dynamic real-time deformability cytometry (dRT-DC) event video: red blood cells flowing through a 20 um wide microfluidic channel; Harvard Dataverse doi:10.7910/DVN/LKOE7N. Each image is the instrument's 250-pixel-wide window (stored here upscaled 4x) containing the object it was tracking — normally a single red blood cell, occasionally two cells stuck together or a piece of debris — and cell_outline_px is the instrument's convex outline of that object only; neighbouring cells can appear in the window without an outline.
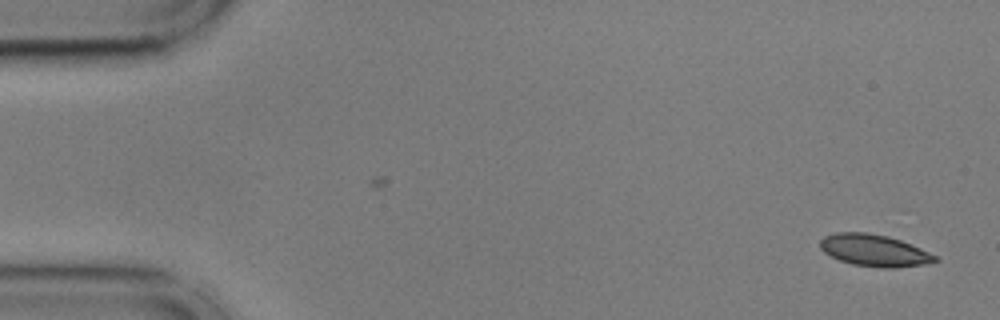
{"species": "common noctule bat (a hibernating species)", "species_latin": "Nyctalus noctula", "temperature_condition": "cold", "stored_images_in_passage": 19, "camera_frame_rate_fps": 3000, "um_per_image_px": 0.085, "animal": {"sex": "male", "body_mass_g": 17.9, "forearm_length_mm": 54.2}, "frame": {"image": 1, "passage_image": 1, "time_ms": 0.0, "image_size_px": [1000, 320], "cell_outline_px": [[940, 260], [924, 264], [896, 268], [880, 268], [852, 264], [840, 260], [824, 252], [820, 248], [820, 240], [824, 236], [836, 232], [864, 232], [888, 236], [900, 240], [920, 248], [936, 256]], "centroid_in_image_um": [74.3, 21.29], "position_along_channel_um": 10.7, "area_um2": 21.27}}